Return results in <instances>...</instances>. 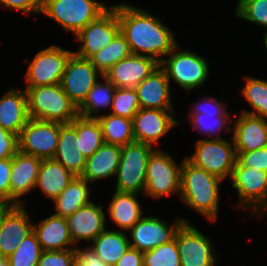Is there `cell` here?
Masks as SVG:
<instances>
[{
	"instance_id": "9c48e42d",
	"label": "cell",
	"mask_w": 267,
	"mask_h": 266,
	"mask_svg": "<svg viewBox=\"0 0 267 266\" xmlns=\"http://www.w3.org/2000/svg\"><path fill=\"white\" fill-rule=\"evenodd\" d=\"M181 166L172 155L162 149H155L147 162L146 183L144 192L153 199L171 194L180 195Z\"/></svg>"
},
{
	"instance_id": "ba28073f",
	"label": "cell",
	"mask_w": 267,
	"mask_h": 266,
	"mask_svg": "<svg viewBox=\"0 0 267 266\" xmlns=\"http://www.w3.org/2000/svg\"><path fill=\"white\" fill-rule=\"evenodd\" d=\"M199 139L195 143V153L185 157L194 166L204 169L224 180L231 177L237 160L233 139Z\"/></svg>"
},
{
	"instance_id": "8992f818",
	"label": "cell",
	"mask_w": 267,
	"mask_h": 266,
	"mask_svg": "<svg viewBox=\"0 0 267 266\" xmlns=\"http://www.w3.org/2000/svg\"><path fill=\"white\" fill-rule=\"evenodd\" d=\"M230 179L233 181L232 187L238 192L237 207L245 208L260 218L262 214L266 216L267 172L246 167L236 160Z\"/></svg>"
},
{
	"instance_id": "681fc988",
	"label": "cell",
	"mask_w": 267,
	"mask_h": 266,
	"mask_svg": "<svg viewBox=\"0 0 267 266\" xmlns=\"http://www.w3.org/2000/svg\"><path fill=\"white\" fill-rule=\"evenodd\" d=\"M8 207V205L0 199V215Z\"/></svg>"
},
{
	"instance_id": "7402d4cb",
	"label": "cell",
	"mask_w": 267,
	"mask_h": 266,
	"mask_svg": "<svg viewBox=\"0 0 267 266\" xmlns=\"http://www.w3.org/2000/svg\"><path fill=\"white\" fill-rule=\"evenodd\" d=\"M170 84L165 70L159 65L135 87L140 108L174 110Z\"/></svg>"
},
{
	"instance_id": "1f68e13d",
	"label": "cell",
	"mask_w": 267,
	"mask_h": 266,
	"mask_svg": "<svg viewBox=\"0 0 267 266\" xmlns=\"http://www.w3.org/2000/svg\"><path fill=\"white\" fill-rule=\"evenodd\" d=\"M97 120L102 127L104 143L124 146L135 141L132 119L109 113L99 114Z\"/></svg>"
},
{
	"instance_id": "e0dca14e",
	"label": "cell",
	"mask_w": 267,
	"mask_h": 266,
	"mask_svg": "<svg viewBox=\"0 0 267 266\" xmlns=\"http://www.w3.org/2000/svg\"><path fill=\"white\" fill-rule=\"evenodd\" d=\"M33 232V222L24 205L8 206L0 215V255L9 257Z\"/></svg>"
},
{
	"instance_id": "4dcf8cb0",
	"label": "cell",
	"mask_w": 267,
	"mask_h": 266,
	"mask_svg": "<svg viewBox=\"0 0 267 266\" xmlns=\"http://www.w3.org/2000/svg\"><path fill=\"white\" fill-rule=\"evenodd\" d=\"M90 247L106 264L114 266L129 249L130 243L127 234L121 229H105L92 241Z\"/></svg>"
},
{
	"instance_id": "836d02e7",
	"label": "cell",
	"mask_w": 267,
	"mask_h": 266,
	"mask_svg": "<svg viewBox=\"0 0 267 266\" xmlns=\"http://www.w3.org/2000/svg\"><path fill=\"white\" fill-rule=\"evenodd\" d=\"M76 136L78 148L88 158L104 143L102 127L97 119L76 117Z\"/></svg>"
},
{
	"instance_id": "ac0fdd59",
	"label": "cell",
	"mask_w": 267,
	"mask_h": 266,
	"mask_svg": "<svg viewBox=\"0 0 267 266\" xmlns=\"http://www.w3.org/2000/svg\"><path fill=\"white\" fill-rule=\"evenodd\" d=\"M174 110H158L140 108L134 115V140L146 144H156L166 136L173 127L178 125Z\"/></svg>"
},
{
	"instance_id": "8fae6325",
	"label": "cell",
	"mask_w": 267,
	"mask_h": 266,
	"mask_svg": "<svg viewBox=\"0 0 267 266\" xmlns=\"http://www.w3.org/2000/svg\"><path fill=\"white\" fill-rule=\"evenodd\" d=\"M58 139L59 122L29 118L18 135V151L40 159H53Z\"/></svg>"
},
{
	"instance_id": "d6986e66",
	"label": "cell",
	"mask_w": 267,
	"mask_h": 266,
	"mask_svg": "<svg viewBox=\"0 0 267 266\" xmlns=\"http://www.w3.org/2000/svg\"><path fill=\"white\" fill-rule=\"evenodd\" d=\"M42 159L17 152L12 157L10 173V206L24 205L21 197L36 188L39 167Z\"/></svg>"
},
{
	"instance_id": "d4e9b609",
	"label": "cell",
	"mask_w": 267,
	"mask_h": 266,
	"mask_svg": "<svg viewBox=\"0 0 267 266\" xmlns=\"http://www.w3.org/2000/svg\"><path fill=\"white\" fill-rule=\"evenodd\" d=\"M33 232L43 251H60L77 247L70 237L66 219L62 216L53 214L37 224L33 223Z\"/></svg>"
},
{
	"instance_id": "603a6c76",
	"label": "cell",
	"mask_w": 267,
	"mask_h": 266,
	"mask_svg": "<svg viewBox=\"0 0 267 266\" xmlns=\"http://www.w3.org/2000/svg\"><path fill=\"white\" fill-rule=\"evenodd\" d=\"M236 151H253L267 147V118L241 112L232 126Z\"/></svg>"
},
{
	"instance_id": "83f0119b",
	"label": "cell",
	"mask_w": 267,
	"mask_h": 266,
	"mask_svg": "<svg viewBox=\"0 0 267 266\" xmlns=\"http://www.w3.org/2000/svg\"><path fill=\"white\" fill-rule=\"evenodd\" d=\"M75 175L54 159H42L36 188L39 187L51 201L59 196Z\"/></svg>"
},
{
	"instance_id": "e575fe53",
	"label": "cell",
	"mask_w": 267,
	"mask_h": 266,
	"mask_svg": "<svg viewBox=\"0 0 267 266\" xmlns=\"http://www.w3.org/2000/svg\"><path fill=\"white\" fill-rule=\"evenodd\" d=\"M131 54L125 36L119 32L112 42L94 54L90 61L104 75L113 65Z\"/></svg>"
},
{
	"instance_id": "3957f363",
	"label": "cell",
	"mask_w": 267,
	"mask_h": 266,
	"mask_svg": "<svg viewBox=\"0 0 267 266\" xmlns=\"http://www.w3.org/2000/svg\"><path fill=\"white\" fill-rule=\"evenodd\" d=\"M30 118L69 124L78 116L77 106L60 84L26 87Z\"/></svg>"
},
{
	"instance_id": "4fadbf2b",
	"label": "cell",
	"mask_w": 267,
	"mask_h": 266,
	"mask_svg": "<svg viewBox=\"0 0 267 266\" xmlns=\"http://www.w3.org/2000/svg\"><path fill=\"white\" fill-rule=\"evenodd\" d=\"M120 32L116 9H107L96 20L87 24L75 36L82 45L74 52L77 56L90 59L99 50L109 45Z\"/></svg>"
},
{
	"instance_id": "7bdbcfd3",
	"label": "cell",
	"mask_w": 267,
	"mask_h": 266,
	"mask_svg": "<svg viewBox=\"0 0 267 266\" xmlns=\"http://www.w3.org/2000/svg\"><path fill=\"white\" fill-rule=\"evenodd\" d=\"M18 152V136L0 125V159L12 158Z\"/></svg>"
},
{
	"instance_id": "60d3db41",
	"label": "cell",
	"mask_w": 267,
	"mask_h": 266,
	"mask_svg": "<svg viewBox=\"0 0 267 266\" xmlns=\"http://www.w3.org/2000/svg\"><path fill=\"white\" fill-rule=\"evenodd\" d=\"M37 266H75V248L60 251H43Z\"/></svg>"
},
{
	"instance_id": "f546056e",
	"label": "cell",
	"mask_w": 267,
	"mask_h": 266,
	"mask_svg": "<svg viewBox=\"0 0 267 266\" xmlns=\"http://www.w3.org/2000/svg\"><path fill=\"white\" fill-rule=\"evenodd\" d=\"M89 184L81 176H75L61 194L52 200L56 210L54 214L66 218L80 207L91 203Z\"/></svg>"
},
{
	"instance_id": "7dc6e473",
	"label": "cell",
	"mask_w": 267,
	"mask_h": 266,
	"mask_svg": "<svg viewBox=\"0 0 267 266\" xmlns=\"http://www.w3.org/2000/svg\"><path fill=\"white\" fill-rule=\"evenodd\" d=\"M114 266H144L143 264V252L129 247L124 255Z\"/></svg>"
},
{
	"instance_id": "52a82bcc",
	"label": "cell",
	"mask_w": 267,
	"mask_h": 266,
	"mask_svg": "<svg viewBox=\"0 0 267 266\" xmlns=\"http://www.w3.org/2000/svg\"><path fill=\"white\" fill-rule=\"evenodd\" d=\"M159 65L165 70L169 82L171 79L185 91L200 88L209 75L208 62L202 56L176 46Z\"/></svg>"
},
{
	"instance_id": "277c9868",
	"label": "cell",
	"mask_w": 267,
	"mask_h": 266,
	"mask_svg": "<svg viewBox=\"0 0 267 266\" xmlns=\"http://www.w3.org/2000/svg\"><path fill=\"white\" fill-rule=\"evenodd\" d=\"M107 9L96 0H42L40 13L54 19L65 32L76 35Z\"/></svg>"
},
{
	"instance_id": "bcb514c9",
	"label": "cell",
	"mask_w": 267,
	"mask_h": 266,
	"mask_svg": "<svg viewBox=\"0 0 267 266\" xmlns=\"http://www.w3.org/2000/svg\"><path fill=\"white\" fill-rule=\"evenodd\" d=\"M42 0H0L5 8L23 11L25 14L40 13Z\"/></svg>"
},
{
	"instance_id": "6da1fadb",
	"label": "cell",
	"mask_w": 267,
	"mask_h": 266,
	"mask_svg": "<svg viewBox=\"0 0 267 266\" xmlns=\"http://www.w3.org/2000/svg\"><path fill=\"white\" fill-rule=\"evenodd\" d=\"M116 8L120 32L132 54L149 56L160 63L164 59L161 56L168 55L178 45L170 28L146 10L129 3L109 7Z\"/></svg>"
},
{
	"instance_id": "484cf974",
	"label": "cell",
	"mask_w": 267,
	"mask_h": 266,
	"mask_svg": "<svg viewBox=\"0 0 267 266\" xmlns=\"http://www.w3.org/2000/svg\"><path fill=\"white\" fill-rule=\"evenodd\" d=\"M29 118L25 89L13 88L0 98V125L4 129L18 136Z\"/></svg>"
},
{
	"instance_id": "ffe728a7",
	"label": "cell",
	"mask_w": 267,
	"mask_h": 266,
	"mask_svg": "<svg viewBox=\"0 0 267 266\" xmlns=\"http://www.w3.org/2000/svg\"><path fill=\"white\" fill-rule=\"evenodd\" d=\"M158 66L159 63L152 57L131 54L104 75L116 88H135Z\"/></svg>"
},
{
	"instance_id": "ab89813d",
	"label": "cell",
	"mask_w": 267,
	"mask_h": 266,
	"mask_svg": "<svg viewBox=\"0 0 267 266\" xmlns=\"http://www.w3.org/2000/svg\"><path fill=\"white\" fill-rule=\"evenodd\" d=\"M235 16L267 29V0H238Z\"/></svg>"
},
{
	"instance_id": "c3c4849f",
	"label": "cell",
	"mask_w": 267,
	"mask_h": 266,
	"mask_svg": "<svg viewBox=\"0 0 267 266\" xmlns=\"http://www.w3.org/2000/svg\"><path fill=\"white\" fill-rule=\"evenodd\" d=\"M0 266H9L8 257L0 255Z\"/></svg>"
},
{
	"instance_id": "30bf717a",
	"label": "cell",
	"mask_w": 267,
	"mask_h": 266,
	"mask_svg": "<svg viewBox=\"0 0 267 266\" xmlns=\"http://www.w3.org/2000/svg\"><path fill=\"white\" fill-rule=\"evenodd\" d=\"M73 53L55 44L37 52L26 70V87L60 84Z\"/></svg>"
},
{
	"instance_id": "d6a6232c",
	"label": "cell",
	"mask_w": 267,
	"mask_h": 266,
	"mask_svg": "<svg viewBox=\"0 0 267 266\" xmlns=\"http://www.w3.org/2000/svg\"><path fill=\"white\" fill-rule=\"evenodd\" d=\"M103 82L97 81L84 102L78 107V115L84 118L97 119L100 108L112 107L116 87L102 75ZM95 115V116H94Z\"/></svg>"
},
{
	"instance_id": "b9f144b4",
	"label": "cell",
	"mask_w": 267,
	"mask_h": 266,
	"mask_svg": "<svg viewBox=\"0 0 267 266\" xmlns=\"http://www.w3.org/2000/svg\"><path fill=\"white\" fill-rule=\"evenodd\" d=\"M236 154L242 165L267 172V147L253 151H236Z\"/></svg>"
},
{
	"instance_id": "f907efd6",
	"label": "cell",
	"mask_w": 267,
	"mask_h": 266,
	"mask_svg": "<svg viewBox=\"0 0 267 266\" xmlns=\"http://www.w3.org/2000/svg\"><path fill=\"white\" fill-rule=\"evenodd\" d=\"M263 41H264V46L266 47L267 50V31L265 32V34H263Z\"/></svg>"
},
{
	"instance_id": "9a60e30c",
	"label": "cell",
	"mask_w": 267,
	"mask_h": 266,
	"mask_svg": "<svg viewBox=\"0 0 267 266\" xmlns=\"http://www.w3.org/2000/svg\"><path fill=\"white\" fill-rule=\"evenodd\" d=\"M175 223L169 225L166 221L155 216L142 217L129 231L131 234L130 247L146 252L161 244L169 243L174 239L177 229L188 219L175 217Z\"/></svg>"
},
{
	"instance_id": "cb8c5ba5",
	"label": "cell",
	"mask_w": 267,
	"mask_h": 266,
	"mask_svg": "<svg viewBox=\"0 0 267 266\" xmlns=\"http://www.w3.org/2000/svg\"><path fill=\"white\" fill-rule=\"evenodd\" d=\"M53 159L61 163L75 176H81L83 173L86 157L78 148L76 118L69 124L59 123V139Z\"/></svg>"
},
{
	"instance_id": "7c38bea8",
	"label": "cell",
	"mask_w": 267,
	"mask_h": 266,
	"mask_svg": "<svg viewBox=\"0 0 267 266\" xmlns=\"http://www.w3.org/2000/svg\"><path fill=\"white\" fill-rule=\"evenodd\" d=\"M174 238L179 250L181 266H216L218 259L210 239L189 222H183Z\"/></svg>"
},
{
	"instance_id": "ee69618b",
	"label": "cell",
	"mask_w": 267,
	"mask_h": 266,
	"mask_svg": "<svg viewBox=\"0 0 267 266\" xmlns=\"http://www.w3.org/2000/svg\"><path fill=\"white\" fill-rule=\"evenodd\" d=\"M12 158L0 159V199L10 206V173Z\"/></svg>"
},
{
	"instance_id": "d590c367",
	"label": "cell",
	"mask_w": 267,
	"mask_h": 266,
	"mask_svg": "<svg viewBox=\"0 0 267 266\" xmlns=\"http://www.w3.org/2000/svg\"><path fill=\"white\" fill-rule=\"evenodd\" d=\"M244 79L245 86L241 89V94L254 111L243 109L241 112L267 118V81L248 76Z\"/></svg>"
},
{
	"instance_id": "4316f807",
	"label": "cell",
	"mask_w": 267,
	"mask_h": 266,
	"mask_svg": "<svg viewBox=\"0 0 267 266\" xmlns=\"http://www.w3.org/2000/svg\"><path fill=\"white\" fill-rule=\"evenodd\" d=\"M121 158V146L103 143L90 157L81 177L90 184L99 179L115 176Z\"/></svg>"
},
{
	"instance_id": "5bb4252c",
	"label": "cell",
	"mask_w": 267,
	"mask_h": 266,
	"mask_svg": "<svg viewBox=\"0 0 267 266\" xmlns=\"http://www.w3.org/2000/svg\"><path fill=\"white\" fill-rule=\"evenodd\" d=\"M98 74L102 76L90 59L79 57L75 53L70 56L60 85L77 108L97 82Z\"/></svg>"
},
{
	"instance_id": "8d00e7d4",
	"label": "cell",
	"mask_w": 267,
	"mask_h": 266,
	"mask_svg": "<svg viewBox=\"0 0 267 266\" xmlns=\"http://www.w3.org/2000/svg\"><path fill=\"white\" fill-rule=\"evenodd\" d=\"M42 252L36 234L31 232L8 257L9 266H37Z\"/></svg>"
},
{
	"instance_id": "44dd1931",
	"label": "cell",
	"mask_w": 267,
	"mask_h": 266,
	"mask_svg": "<svg viewBox=\"0 0 267 266\" xmlns=\"http://www.w3.org/2000/svg\"><path fill=\"white\" fill-rule=\"evenodd\" d=\"M69 234L77 246L81 240L91 242L106 228L103 206L91 202L66 217Z\"/></svg>"
},
{
	"instance_id": "74e56055",
	"label": "cell",
	"mask_w": 267,
	"mask_h": 266,
	"mask_svg": "<svg viewBox=\"0 0 267 266\" xmlns=\"http://www.w3.org/2000/svg\"><path fill=\"white\" fill-rule=\"evenodd\" d=\"M144 266H181L176 239L143 253Z\"/></svg>"
},
{
	"instance_id": "f1b7e54d",
	"label": "cell",
	"mask_w": 267,
	"mask_h": 266,
	"mask_svg": "<svg viewBox=\"0 0 267 266\" xmlns=\"http://www.w3.org/2000/svg\"><path fill=\"white\" fill-rule=\"evenodd\" d=\"M137 193L115 191L108 206L112 222L123 230H130L142 217L143 210Z\"/></svg>"
},
{
	"instance_id": "5b68a950",
	"label": "cell",
	"mask_w": 267,
	"mask_h": 266,
	"mask_svg": "<svg viewBox=\"0 0 267 266\" xmlns=\"http://www.w3.org/2000/svg\"><path fill=\"white\" fill-rule=\"evenodd\" d=\"M150 144L133 141L121 146V158L116 171V189L118 192H144L147 162L154 151Z\"/></svg>"
},
{
	"instance_id": "7a4b0ae2",
	"label": "cell",
	"mask_w": 267,
	"mask_h": 266,
	"mask_svg": "<svg viewBox=\"0 0 267 266\" xmlns=\"http://www.w3.org/2000/svg\"><path fill=\"white\" fill-rule=\"evenodd\" d=\"M223 180L190 163L182 161L180 178L181 200L186 206L216 222L219 209V185Z\"/></svg>"
},
{
	"instance_id": "2e32d148",
	"label": "cell",
	"mask_w": 267,
	"mask_h": 266,
	"mask_svg": "<svg viewBox=\"0 0 267 266\" xmlns=\"http://www.w3.org/2000/svg\"><path fill=\"white\" fill-rule=\"evenodd\" d=\"M202 101L195 103L191 112H189V118H191V124L194 130L204 134L206 138L210 135L214 137L213 139H222L218 134L223 130L226 132L232 131L231 120L229 112H227V107L222 101L217 100V98L204 96ZM214 135V136H213Z\"/></svg>"
},
{
	"instance_id": "f35d334b",
	"label": "cell",
	"mask_w": 267,
	"mask_h": 266,
	"mask_svg": "<svg viewBox=\"0 0 267 266\" xmlns=\"http://www.w3.org/2000/svg\"><path fill=\"white\" fill-rule=\"evenodd\" d=\"M140 109L135 88H116L113 95L111 114L133 119Z\"/></svg>"
},
{
	"instance_id": "f6af8a7d",
	"label": "cell",
	"mask_w": 267,
	"mask_h": 266,
	"mask_svg": "<svg viewBox=\"0 0 267 266\" xmlns=\"http://www.w3.org/2000/svg\"><path fill=\"white\" fill-rule=\"evenodd\" d=\"M75 266H110L106 264L89 246L75 248Z\"/></svg>"
}]
</instances>
